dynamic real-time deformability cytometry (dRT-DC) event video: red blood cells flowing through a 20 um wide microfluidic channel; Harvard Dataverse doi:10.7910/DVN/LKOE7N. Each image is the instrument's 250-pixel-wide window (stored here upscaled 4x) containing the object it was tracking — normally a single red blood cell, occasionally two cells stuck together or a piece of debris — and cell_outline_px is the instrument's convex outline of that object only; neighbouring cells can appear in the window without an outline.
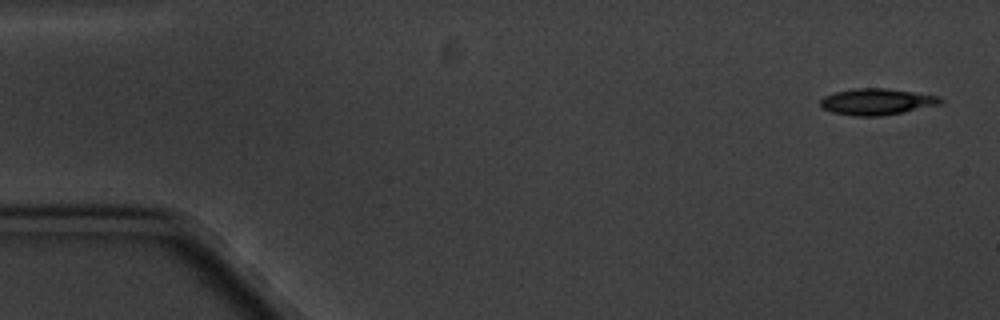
{"species": "common noctule bat (a hibernating species)", "species_latin": "Nyctalus noctula", "temperature_condition": "cold", "stored_images_in_passage": 3, "segment_of_instrument_passage": [2, 2], "camera_frame_rate_fps": 3000, "um_per_image_px": 0.085, "animal": {"sex": "male", "body_mass_g": 20.1, "forearm_length_mm": 53.5}, "frame": {"image": 1, "passage_image": 3, "time_ms": 3.333, "image_size_px": [1000, 320], "cell_outline_px": [[944, 100], [940, 104], [904, 112], [880, 116], [852, 116], [832, 112], [820, 108], [820, 100], [824, 96], [836, 92], [856, 88], [884, 88], [912, 92], [936, 96]], "centroid_in_image_um": [74.47, 8.66], "position_along_channel_um": 10.5, "area_um2": 18.32}}